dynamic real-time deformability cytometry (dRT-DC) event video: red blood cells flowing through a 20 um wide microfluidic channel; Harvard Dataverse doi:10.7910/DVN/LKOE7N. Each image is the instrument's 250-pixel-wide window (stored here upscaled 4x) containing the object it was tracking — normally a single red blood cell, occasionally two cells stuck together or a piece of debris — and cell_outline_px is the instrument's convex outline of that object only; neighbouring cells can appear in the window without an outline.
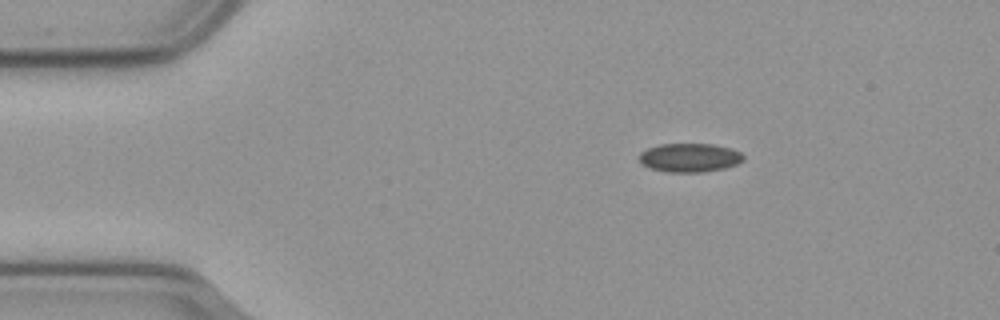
{"species": "common noctule bat (a hibernating species)", "species_latin": "Nyctalus noctula", "temperature_condition": "cold", "stored_images_in_passage": 48, "camera_frame_rate_fps": 3000, "um_per_image_px": 0.085, "animal": {"sex": "male", "body_mass_g": 23.1, "forearm_length_mm": 52.7}, "frame": {"image": 1, "passage_image": 1, "time_ms": 0.0, "image_size_px": [1000, 320], "cell_outline_px": [[744, 160], [736, 164], [724, 168], [704, 172], [668, 172], [648, 168], [640, 160], [640, 152], [648, 148], [660, 144], [716, 144], [740, 152], [744, 156]], "centroid_in_image_um": [58.62, 13.4], "position_along_channel_um": 26.4, "area_um2": 17.4}}
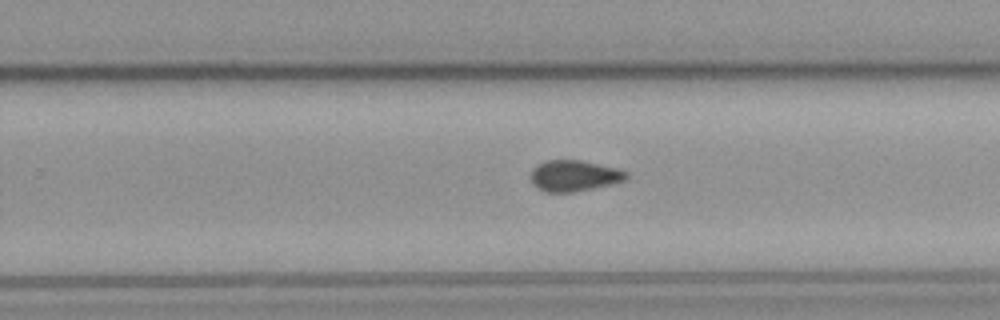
{"frame": {"image": 2, "passage_image": 27, "time_ms": 8.667, "image_size_px": [1000, 320], "cell_outline_px": [[628, 176], [624, 180], [608, 184], [572, 192], [544, 192], [532, 184], [532, 168], [544, 160], [580, 160], [616, 168], [628, 172]], "centroid_in_image_um": [48.76, 14.93], "position_along_channel_um": 281.0, "area_um2": 16.99}}
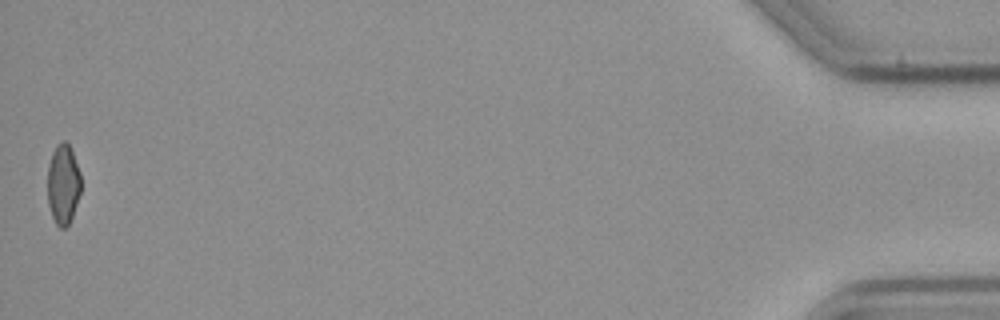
{"frame": {"image": 3, "passage_image": 48, "time_ms": 15.667, "image_size_px": [1000, 320], "cell_outline_px": [[80, 192], [72, 216], [68, 224], [64, 228], [60, 228], [56, 224], [52, 216], [48, 204], [48, 164], [52, 152], [56, 144], [64, 140], [68, 144], [72, 152], [80, 172]], "centroid_in_image_um": [5.35, 15.64], "position_along_channel_um": 429.8, "area_um2": 15.43}, "authors_computed_cell_mechanics": {"area_um2": 17.3111, "velocity_mm_per_s": 3.6138, "shape_relaxation_time_tau1_ms": null, "shape_relaxation_time_tau2_ms": 5.7279, "deformation_change_tau1": null, "deformation_change_tau2": 0.0921}}